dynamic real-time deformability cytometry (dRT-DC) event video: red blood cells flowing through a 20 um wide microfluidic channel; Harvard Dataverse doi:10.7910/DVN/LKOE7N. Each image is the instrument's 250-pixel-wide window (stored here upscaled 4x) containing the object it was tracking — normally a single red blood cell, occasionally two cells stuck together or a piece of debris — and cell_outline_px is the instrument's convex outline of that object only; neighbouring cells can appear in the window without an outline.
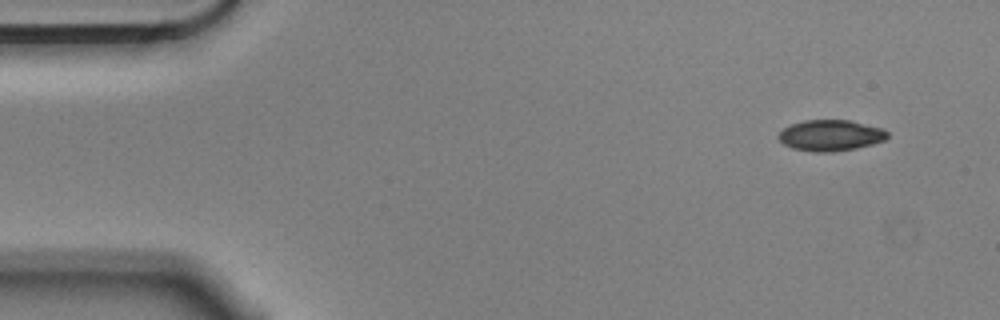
{"species": "Egyptian fruit bat (a non-hibernating species)", "species_latin": "Rousettus aegyptiacus", "temperature_condition": "cold", "stored_images_in_passage": 3, "camera_frame_rate_fps": 3000, "um_per_image_px": 0.085, "animal": {"sex": "male"}, "frame": {"image": 1, "passage_image": 1, "time_ms": 0.0, "image_size_px": [1000, 320], "cell_outline_px": [[888, 136], [884, 140], [872, 144], [856, 148], [832, 152], [812, 152], [792, 148], [784, 144], [776, 136], [784, 128], [792, 124], [804, 120], [848, 120], [884, 128], [888, 132]], "centroid_in_image_um": [70.6, 11.51], "position_along_channel_um": 14.4, "area_um2": 19.71}}